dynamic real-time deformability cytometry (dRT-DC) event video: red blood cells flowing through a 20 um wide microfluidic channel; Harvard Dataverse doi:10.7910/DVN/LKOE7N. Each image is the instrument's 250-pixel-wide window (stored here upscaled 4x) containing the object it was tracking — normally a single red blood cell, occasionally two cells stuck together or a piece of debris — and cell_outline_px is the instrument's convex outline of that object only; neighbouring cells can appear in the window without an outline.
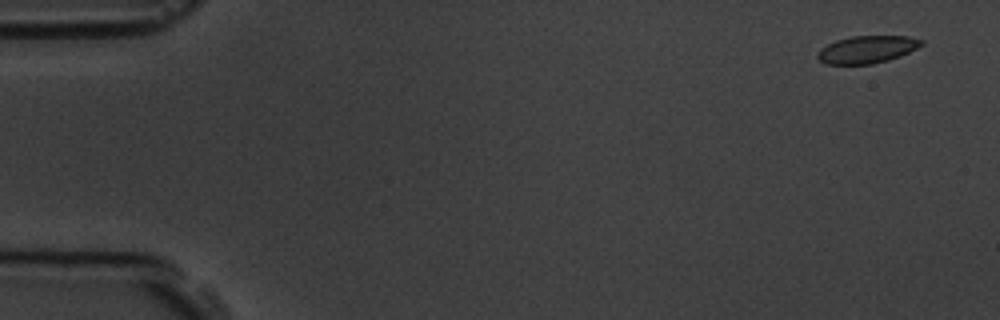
{"species": "common noctule bat (a hibernating species)", "species_latin": "Nyctalus noctula", "temperature_condition": "room temperature", "stored_images_in_passage": 5, "camera_frame_rate_fps": 3000, "um_per_image_px": 0.085, "animal": {"sex": "male", "body_mass_g": 19.5, "forearm_length_mm": 54.6}, "frame": {"image": 1, "passage_image": 1, "time_ms": 0.0, "image_size_px": [1000, 320], "cell_outline_px": [[924, 44], [900, 56], [888, 60], [872, 64], [824, 64], [816, 56], [816, 52], [820, 48], [836, 40], [852, 36], [908, 36], [924, 40]], "centroid_in_image_um": [73.68, 4.2], "position_along_channel_um": 11.3, "area_um2": 16.65}}
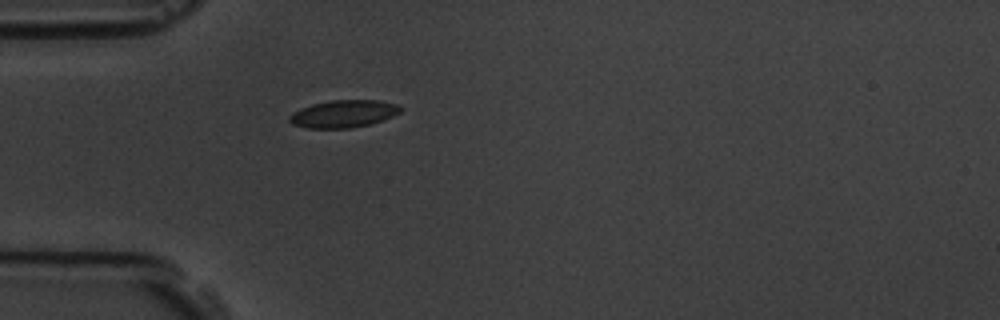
{"frame": {"image": 2, "passage_image": 5, "time_ms": 4.667, "image_size_px": [1000, 320], "cell_outline_px": [[404, 108], [400, 112], [384, 120], [352, 128], [308, 128], [292, 124], [288, 120], [288, 116], [292, 112], [300, 108], [312, 104], [332, 100], [380, 100], [396, 104]], "centroid_in_image_um": [29.19, 9.67], "position_along_channel_um": 55.8, "area_um2": 17.86}}